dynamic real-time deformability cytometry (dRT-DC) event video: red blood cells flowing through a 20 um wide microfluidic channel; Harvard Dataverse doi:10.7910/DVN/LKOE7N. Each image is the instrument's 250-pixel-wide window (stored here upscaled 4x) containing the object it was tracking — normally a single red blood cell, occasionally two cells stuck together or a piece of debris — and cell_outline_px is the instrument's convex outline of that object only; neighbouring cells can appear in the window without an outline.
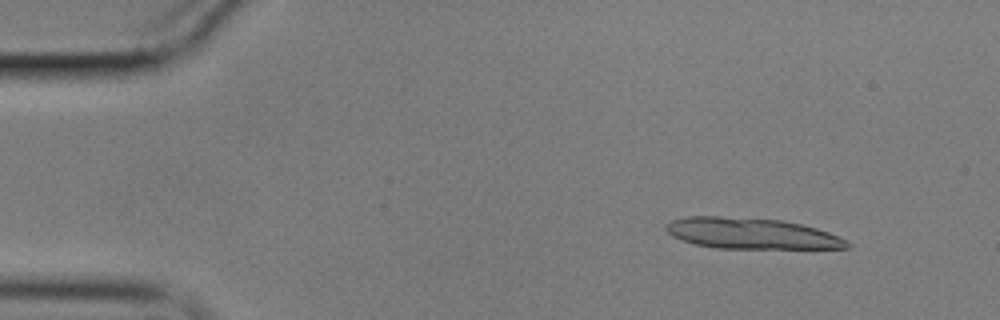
{"species": "common noctule bat (a hibernating species)", "species_latin": "Nyctalus noctula", "temperature_condition": "cold", "stored_images_in_passage": 55, "segment_of_instrument_passage": [1, 2], "camera_frame_rate_fps": 3000, "um_per_image_px": 0.085, "animal": {"sex": "male", "body_mass_g": 17.9}, "frame": {"image": 1, "passage_image": 6, "time_ms": 1.667, "image_size_px": [1000, 320], "cell_outline_px": [[852, 244], [848, 248], [716, 248], [696, 244], [672, 236], [664, 228], [672, 220], [688, 216], [720, 216], [780, 220], [800, 224], [816, 228], [828, 232], [848, 240]], "centroid_in_image_um": [63.88, 19.84], "position_along_channel_um": 21.1, "area_um2": 32.37}}